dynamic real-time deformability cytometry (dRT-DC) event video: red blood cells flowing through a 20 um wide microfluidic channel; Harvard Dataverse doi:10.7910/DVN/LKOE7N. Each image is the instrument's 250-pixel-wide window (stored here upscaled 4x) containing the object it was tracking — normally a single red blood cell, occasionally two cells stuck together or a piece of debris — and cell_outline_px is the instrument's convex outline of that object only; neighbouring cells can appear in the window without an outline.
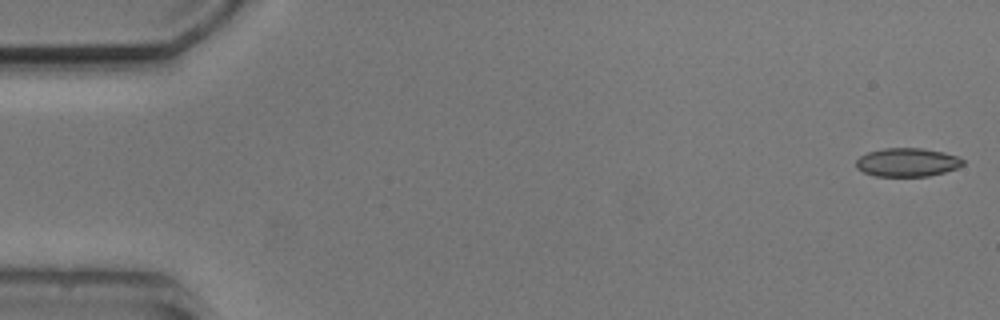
{"species": "common noctule bat (a hibernating species)", "species_latin": "Nyctalus noctula", "temperature_condition": "cold", "stored_images_in_passage": 6, "segment_of_instrument_passage": [1, 2], "camera_frame_rate_fps": 3000, "um_per_image_px": 0.085, "animal": {"sex": "male", "body_mass_g": 20.5, "forearm_length_mm": 52.5}, "frame": {"image": 1, "passage_image": 1, "time_ms": 0.0, "image_size_px": [1000, 320], "cell_outline_px": [[964, 164], [956, 168], [944, 172], [928, 176], [876, 176], [864, 172], [856, 168], [856, 160], [860, 156], [868, 152], [884, 148], [920, 148], [944, 152], [956, 156], [964, 160]], "centroid_in_image_um": [77.1, 13.79], "position_along_channel_um": 7.9, "area_um2": 17.69}}
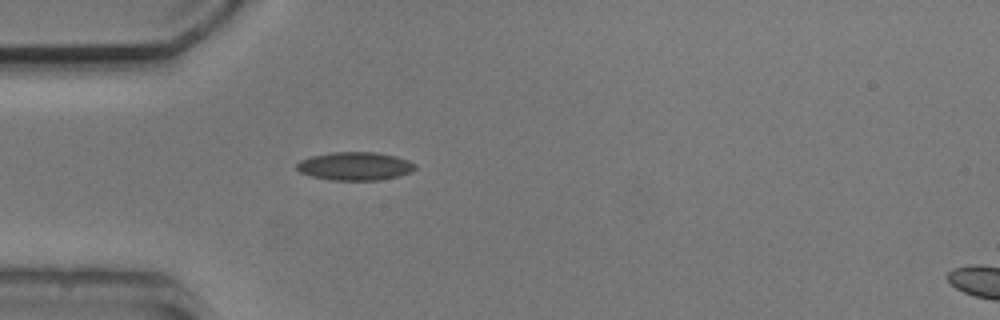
{"frame": {"image": 2, "passage_image": 5, "time_ms": 4.667, "image_size_px": [1000, 320], "cell_outline_px": [[416, 168], [412, 172], [400, 176], [380, 180], [332, 180], [312, 176], [300, 172], [296, 168], [296, 164], [300, 160], [312, 156], [332, 152], [376, 152], [396, 156], [408, 160], [416, 164]], "centroid_in_image_um": [30.21, 14.12], "position_along_channel_um": 54.8, "area_um2": 19.59}}